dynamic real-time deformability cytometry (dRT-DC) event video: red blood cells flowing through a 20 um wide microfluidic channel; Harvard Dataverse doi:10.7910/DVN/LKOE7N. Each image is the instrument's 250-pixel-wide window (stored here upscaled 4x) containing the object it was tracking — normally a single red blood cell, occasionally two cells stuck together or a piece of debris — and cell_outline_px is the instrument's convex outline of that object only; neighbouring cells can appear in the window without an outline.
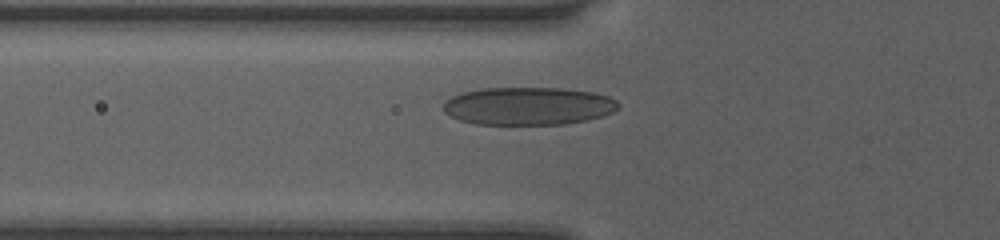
{"species": "human", "species_latin": "Homo sapiens", "temperature_condition": "room temperature", "stored_images_in_passage": 5, "camera_frame_rate_fps": 3000, "um_per_image_px": 0.085, "donor": {"sex": "female"}, "frame": {"image": 1, "passage_image": 2, "time_ms": 0.333, "image_size_px": [1000, 240], "cell_outline_px": [[620, 108], [604, 116], [588, 120], [564, 124], [476, 124], [460, 120], [448, 116], [444, 112], [444, 100], [460, 92], [484, 88], [564, 88], [592, 92], [608, 96], [616, 100], [620, 104]], "centroid_in_image_um": [44.9, 9.01], "position_along_channel_um": 80.9, "area_um2": 38.96}}